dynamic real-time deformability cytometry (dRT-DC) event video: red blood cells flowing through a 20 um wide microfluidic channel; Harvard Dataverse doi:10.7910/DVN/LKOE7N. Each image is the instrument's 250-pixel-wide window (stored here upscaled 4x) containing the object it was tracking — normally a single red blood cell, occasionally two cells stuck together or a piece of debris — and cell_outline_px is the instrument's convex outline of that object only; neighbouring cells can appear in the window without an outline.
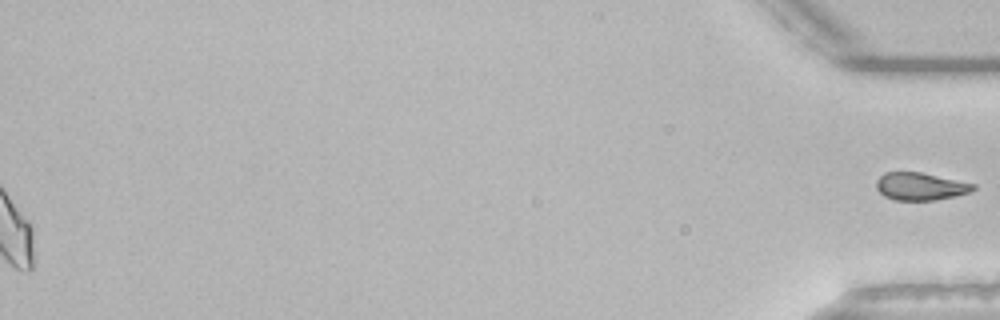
{"species": "common noctule bat (a hibernating species)", "species_latin": "Nyctalus noctula", "temperature_condition": "room temperature", "stored_images_in_passage": 55, "segment_of_instrument_passage": [2, 2], "camera_frame_rate_fps": 3000, "um_per_image_px": 0.085, "animal": {"sex": "male", "body_mass_g": 21.5, "forearm_length_mm": 52.0}, "frame": {"image": 1, "passage_image": 55, "time_ms": 18.0, "image_size_px": [1000, 320], "cell_outline_px": [[976, 188], [972, 192], [956, 196], [936, 200], [896, 200], [884, 196], [876, 188], [876, 180], [884, 172], [920, 172], [976, 184]], "centroid_in_image_um": [78.25, 15.84], "position_along_channel_um": 356.9, "area_um2": 15.66}}